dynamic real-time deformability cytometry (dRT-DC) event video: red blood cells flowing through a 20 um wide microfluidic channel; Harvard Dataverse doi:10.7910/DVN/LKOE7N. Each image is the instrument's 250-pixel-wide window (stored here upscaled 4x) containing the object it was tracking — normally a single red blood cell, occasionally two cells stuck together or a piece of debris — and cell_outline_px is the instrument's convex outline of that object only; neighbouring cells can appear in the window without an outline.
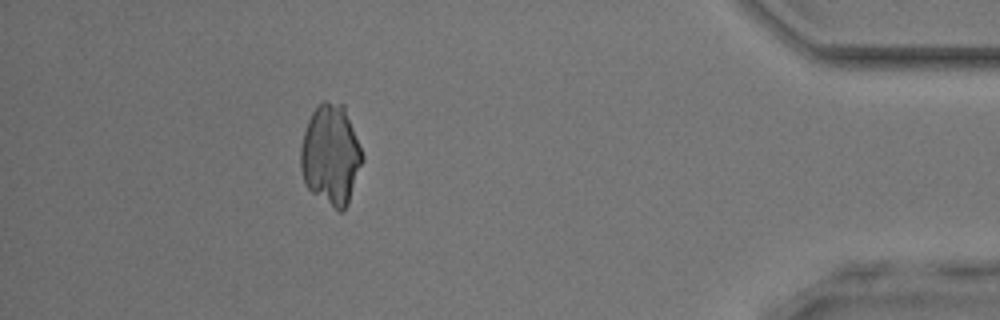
{"species": "common noctule bat (a hibernating species)", "species_latin": "Nyctalus noctula", "temperature_condition": "room temperature", "stored_images_in_passage": 39, "camera_frame_rate_fps": 3000, "um_per_image_px": 0.085, "animal": {"sex": "male", "body_mass_g": 17.9, "forearm_length_mm": 54.2}, "frame": {"image": 1, "passage_image": 34, "time_ms": 11.0, "image_size_px": [1000, 320], "cell_outline_px": [[364, 160], [348, 204], [340, 212], [312, 192], [304, 184], [300, 168], [300, 148], [304, 132], [308, 120], [312, 112], [324, 100], [328, 100], [344, 104], [364, 156]], "centroid_in_image_um": [28.12, 13.15], "position_along_channel_um": 407.1, "area_um2": 36.18}}